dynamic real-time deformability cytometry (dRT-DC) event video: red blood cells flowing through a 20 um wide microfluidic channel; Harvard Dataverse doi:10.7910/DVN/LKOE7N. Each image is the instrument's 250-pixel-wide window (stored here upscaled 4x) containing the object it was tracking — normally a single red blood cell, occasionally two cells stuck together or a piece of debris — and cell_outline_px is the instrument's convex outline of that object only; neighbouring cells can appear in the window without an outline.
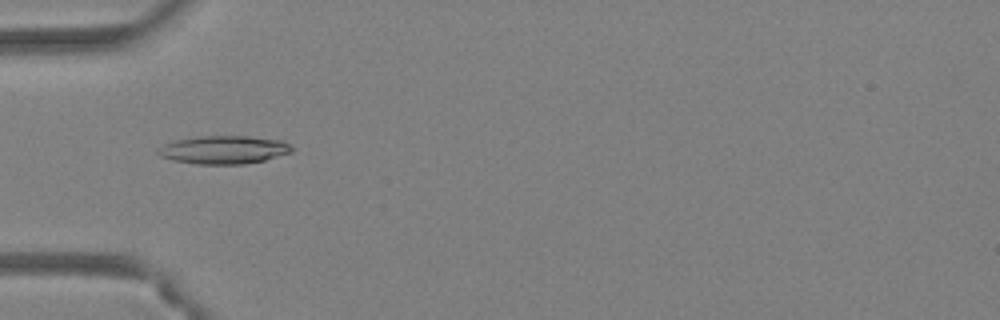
{"species": "Egyptian fruit bat (a non-hibernating species)", "species_latin": "Rousettus aegyptiacus", "temperature_condition": "warm", "stored_images_in_passage": 49, "camera_frame_rate_fps": 3000, "um_per_image_px": 0.085, "animal": {"sex": "female"}, "frame": {"image": 1, "passage_image": 17, "time_ms": 5.333, "image_size_px": [1000, 320], "cell_outline_px": [[292, 152], [264, 160], [244, 164], [196, 164], [172, 160], [160, 156], [156, 152], [156, 148], [164, 144], [176, 140], [200, 136], [248, 136], [284, 140], [292, 148]], "centroid_in_image_um": [19.0, 12.73], "position_along_channel_um": 66.0, "area_um2": 22.02}}
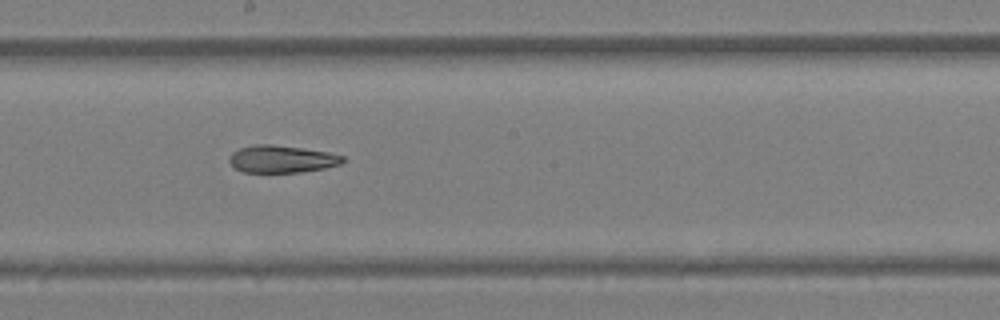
{"frame": {"image": 2, "passage_image": 28, "time_ms": 9.0, "image_size_px": [1000, 320], "cell_outline_px": [[344, 160], [340, 164], [324, 168], [300, 172], [244, 172], [236, 168], [228, 160], [228, 156], [232, 152], [240, 148], [256, 144], [272, 144], [304, 148], [328, 152], [344, 156]], "centroid_in_image_um": [23.93, 13.51], "position_along_channel_um": 224.3, "area_um2": 18.03}}
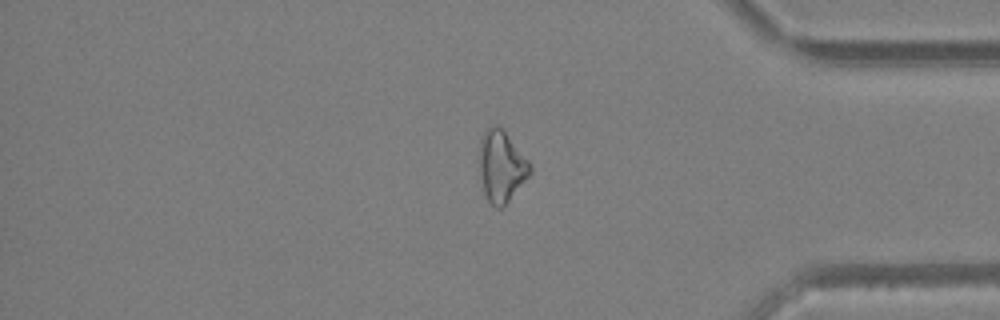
{"frame": {"image": 3, "passage_image": 41, "time_ms": 13.333, "image_size_px": [1000, 320], "cell_outline_px": [[532, 172], [508, 200], [500, 208], [496, 208], [488, 200], [484, 192], [480, 172], [480, 140], [488, 124], [496, 124], [504, 128], [532, 164]], "centroid_in_image_um": [42.64, 14.05], "position_along_channel_um": 392.6, "area_um2": 21.15}, "authors_computed_cell_mechanics": {"area_um2": 20.9814, "velocity_mm_per_s": 4.3702, "shape_relaxation_time_tau1_ms": 7.843, "shape_relaxation_time_tau2_ms": 8.1855, "deformation_change_tau1": 0.2097, "deformation_change_tau2": 0.2169}}